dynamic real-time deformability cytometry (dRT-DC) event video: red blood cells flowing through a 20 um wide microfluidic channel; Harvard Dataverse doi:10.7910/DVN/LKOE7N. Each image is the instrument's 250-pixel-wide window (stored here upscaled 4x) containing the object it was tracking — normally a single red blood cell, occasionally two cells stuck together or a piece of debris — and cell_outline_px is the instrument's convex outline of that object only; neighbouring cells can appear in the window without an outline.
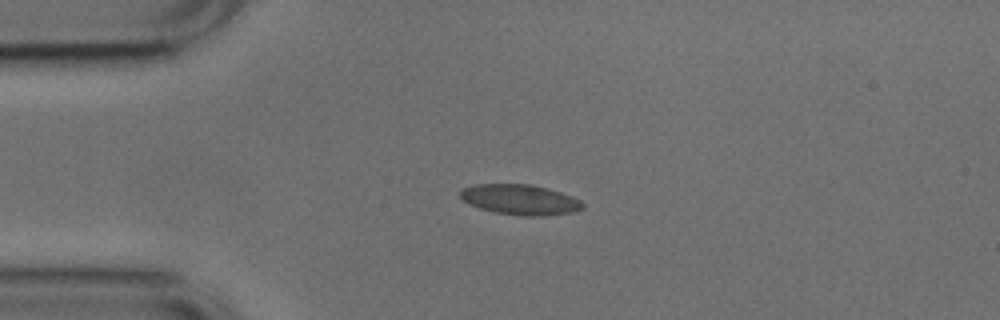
{"species": "common noctule bat (a hibernating species)", "species_latin": "Nyctalus noctula", "temperature_condition": "cold", "stored_images_in_passage": 41, "camera_frame_rate_fps": 3000, "um_per_image_px": 0.085, "animal": {"sex": "male", "body_mass_g": 17.9, "forearm_length_mm": 54.2}, "frame": {"image": 1, "passage_image": 1, "time_ms": 0.0, "image_size_px": [1000, 320], "cell_outline_px": [[584, 208], [572, 212], [540, 216], [524, 216], [496, 212], [480, 208], [468, 204], [460, 196], [460, 192], [464, 188], [472, 184], [532, 184], [560, 192], [572, 196], [580, 200], [584, 204]], "centroid_in_image_um": [44.21, 16.96], "position_along_channel_um": 40.8, "area_um2": 21.5}}
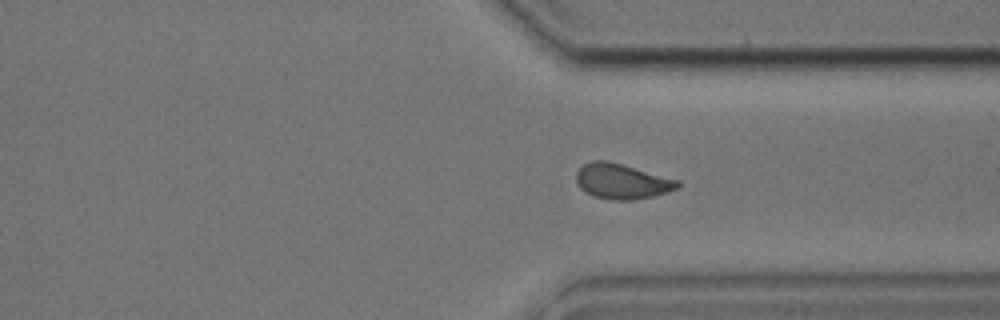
{"frame": {"image": 2, "passage_image": 28, "time_ms": 9.0, "image_size_px": [1000, 320], "cell_outline_px": [[680, 188], [652, 196], [628, 200], [612, 200], [592, 196], [580, 188], [576, 180], [576, 172], [584, 164], [592, 160], [608, 160], [680, 180]], "centroid_in_image_um": [52.86, 15.4], "position_along_channel_um": 358.5, "area_um2": 20.87}}
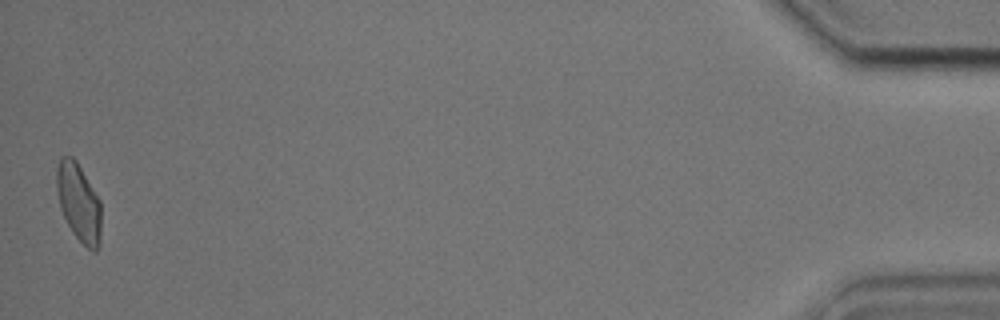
{"frame": {"image": 3, "passage_image": 41, "time_ms": 13.333, "image_size_px": [1000, 320], "cell_outline_px": [[100, 244], [96, 252], [92, 252], [72, 232], [60, 208], [56, 188], [56, 168], [60, 156], [72, 156], [76, 160], [100, 200]], "centroid_in_image_um": [6.68, 17.19], "position_along_channel_um": 428.5, "area_um2": 20.23}, "authors_computed_cell_mechanics": {"area_um2": 20.4612, "velocity_mm_per_s": 3.7693, "shape_relaxation_time_tau1_ms": 4.3536, "shape_relaxation_time_tau2_ms": 1.164, "deformation_change_tau1": 0.0983, "deformation_change_tau2": 0.0444}}